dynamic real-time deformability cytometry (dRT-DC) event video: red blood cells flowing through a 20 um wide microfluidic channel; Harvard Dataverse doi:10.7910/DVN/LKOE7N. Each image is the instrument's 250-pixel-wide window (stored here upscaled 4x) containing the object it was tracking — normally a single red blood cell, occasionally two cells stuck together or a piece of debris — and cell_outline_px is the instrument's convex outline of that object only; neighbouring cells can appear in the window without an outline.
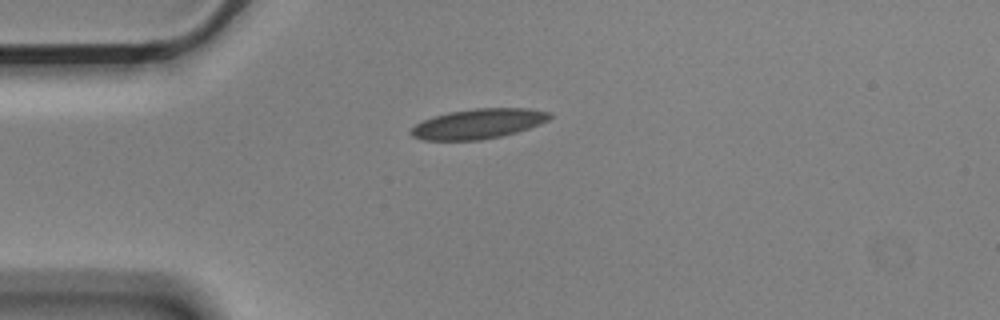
{"species": "Egyptian fruit bat (a non-hibernating species)", "species_latin": "Rousettus aegyptiacus", "temperature_condition": "cold", "stored_images_in_passage": 5, "camera_frame_rate_fps": 3000, "um_per_image_px": 0.085, "animal": {"sex": "male"}, "frame": {"image": 1, "passage_image": 5, "time_ms": 1.333, "image_size_px": [1000, 320], "cell_outline_px": [[552, 116], [548, 120], [540, 124], [516, 132], [500, 136], [480, 140], [424, 140], [412, 136], [408, 132], [416, 124], [432, 116], [448, 112], [472, 108], [528, 108], [552, 112]], "centroid_in_image_um": [40.65, 10.51], "position_along_channel_um": 44.3, "area_um2": 24.28}}